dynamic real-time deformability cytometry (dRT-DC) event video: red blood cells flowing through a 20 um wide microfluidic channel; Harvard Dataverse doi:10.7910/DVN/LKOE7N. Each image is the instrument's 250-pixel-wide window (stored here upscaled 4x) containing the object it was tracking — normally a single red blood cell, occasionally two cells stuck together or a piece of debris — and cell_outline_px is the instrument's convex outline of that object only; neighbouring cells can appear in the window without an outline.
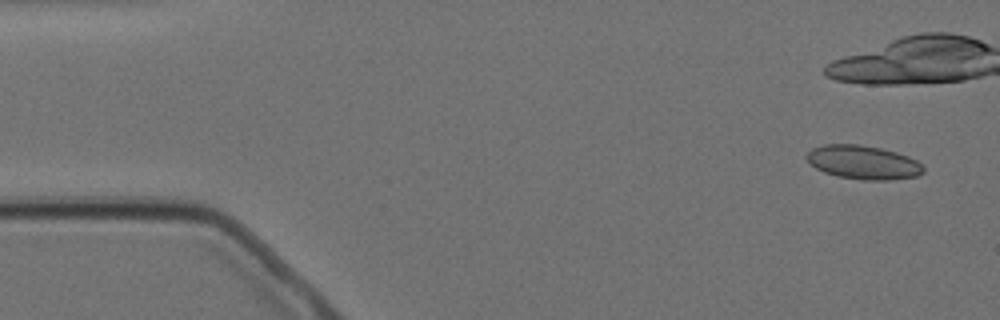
{"species": "Egyptian fruit bat (a non-hibernating species)", "species_latin": "Rousettus aegyptiacus", "temperature_condition": "cold", "stored_images_in_passage": 4, "camera_frame_rate_fps": 3000, "um_per_image_px": 0.085, "animal": {"sex": "female"}, "frame": {"image": 1, "passage_image": 1, "time_ms": 0.0, "image_size_px": [1000, 320], "cell_outline_px": [[924, 172], [916, 176], [888, 180], [864, 180], [836, 176], [824, 172], [816, 168], [804, 156], [812, 148], [824, 144], [860, 144], [880, 148], [896, 152], [908, 156], [916, 160], [924, 168]], "centroid_in_image_um": [73.35, 13.79], "position_along_channel_um": 11.6, "area_um2": 22.95}}